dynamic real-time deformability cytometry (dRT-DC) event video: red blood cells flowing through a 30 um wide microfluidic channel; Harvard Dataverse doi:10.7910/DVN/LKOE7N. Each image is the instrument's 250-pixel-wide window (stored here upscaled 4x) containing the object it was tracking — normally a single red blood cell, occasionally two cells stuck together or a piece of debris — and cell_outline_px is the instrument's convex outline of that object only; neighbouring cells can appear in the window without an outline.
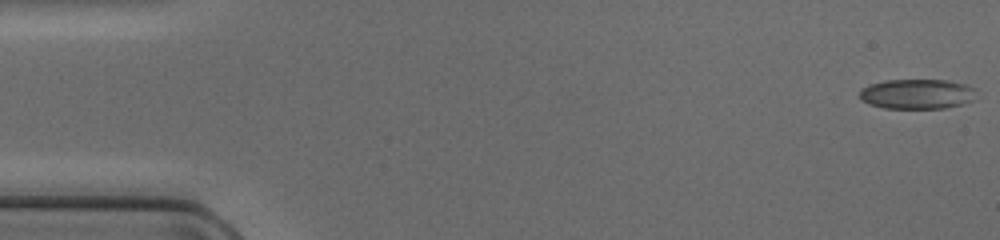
{"species": "common noctule bat (a hibernating species)", "species_latin": "Nyctalus noctula", "temperature_condition": "cold", "stored_images_in_passage": 48, "camera_frame_rate_fps": 3000, "um_per_image_px": 0.085, "animal": {"sex": "female", "body_mass_g": 17.0, "forearm_length_mm": 48.0}, "frame": {"image": 1, "passage_image": 1, "time_ms": 0.0, "image_size_px": [1000, 240], "cell_outline_px": [[976, 100], [964, 104], [944, 108], [884, 108], [868, 104], [860, 100], [860, 88], [868, 84], [884, 80], [948, 80], [968, 84], [976, 88]], "centroid_in_image_um": [77.98, 7.98], "position_along_channel_um": 7.0, "area_um2": 20.87}}
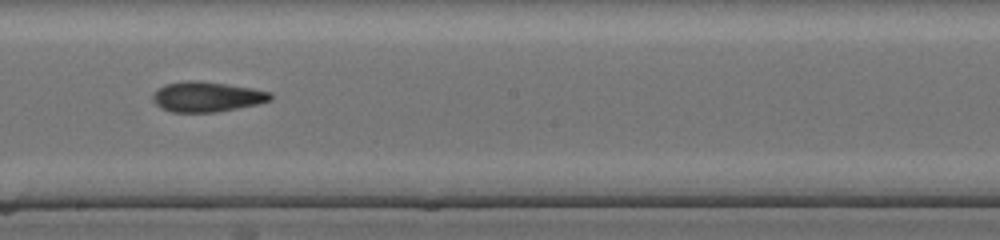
{"frame": {"image": 2, "passage_image": 27, "time_ms": 8.667, "image_size_px": [1000, 240], "cell_outline_px": [[272, 100], [256, 104], [216, 112], [172, 112], [160, 108], [152, 100], [152, 96], [156, 88], [164, 84], [188, 80], [196, 80], [252, 88], [272, 92]], "centroid_in_image_um": [17.54, 8.22], "position_along_channel_um": 230.7, "area_um2": 20.69}}
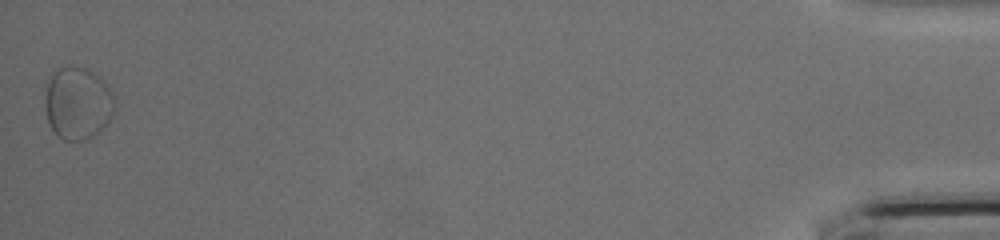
{"frame": {"image": 3, "passage_image": 48, "time_ms": 15.667, "image_size_px": [1000, 240], "cell_outline_px": [[112, 116], [100, 132], [88, 140], [64, 140], [56, 136], [48, 124], [44, 104], [48, 84], [52, 72], [68, 64], [84, 68], [92, 72], [104, 80], [112, 96]], "centroid_in_image_um": [6.56, 8.79], "position_along_channel_um": 428.6, "area_um2": 29.42}}